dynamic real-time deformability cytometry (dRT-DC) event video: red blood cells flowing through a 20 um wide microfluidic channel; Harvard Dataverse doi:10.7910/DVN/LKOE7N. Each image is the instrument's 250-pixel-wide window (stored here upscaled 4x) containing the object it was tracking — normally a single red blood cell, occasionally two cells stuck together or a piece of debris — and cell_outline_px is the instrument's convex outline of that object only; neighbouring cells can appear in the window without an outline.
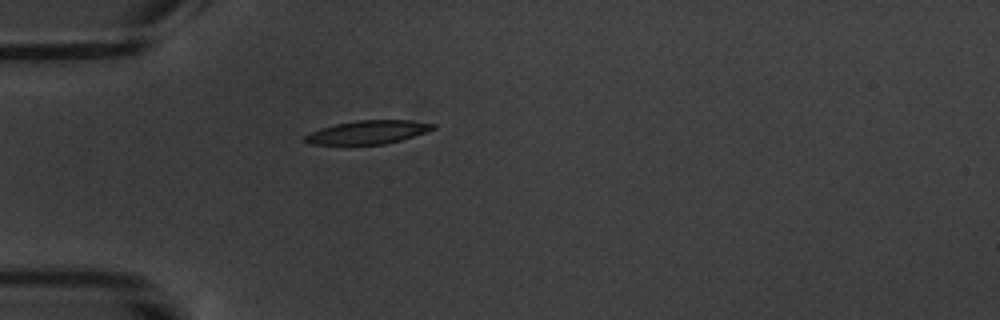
{"species": "common noctule bat (a hibernating species)", "species_latin": "Nyctalus noctula", "temperature_condition": "warm", "stored_images_in_passage": 4, "camera_frame_rate_fps": 3000, "um_per_image_px": 0.085, "animal": {"sex": "male", "body_mass_g": 20.1, "forearm_length_mm": 53.5}, "frame": {"image": 1, "passage_image": 1, "time_ms": 0.0, "image_size_px": [1000, 320], "cell_outline_px": [[436, 128], [400, 140], [384, 144], [312, 144], [304, 140], [304, 136], [308, 132], [320, 128], [336, 124], [356, 120], [408, 120], [436, 124]], "centroid_in_image_um": [31.24, 11.23], "position_along_channel_um": 53.8, "area_um2": 17.28}}
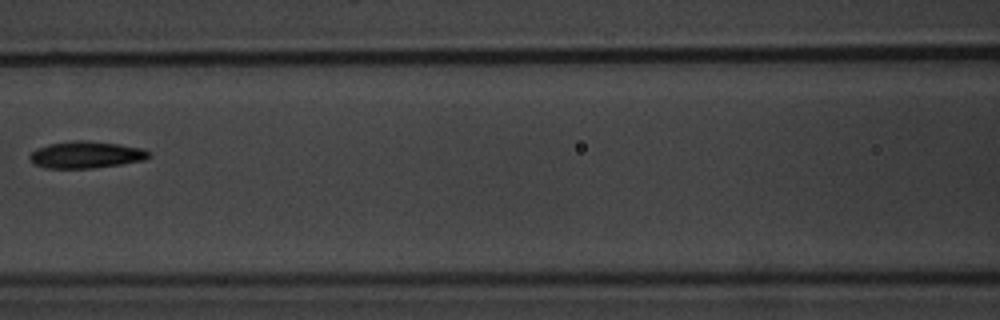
{"frame": {"image": 2, "passage_image": 4, "time_ms": 3.333, "image_size_px": [1000, 320], "cell_outline_px": [[152, 156], [144, 160], [120, 164], [92, 168], [48, 168], [32, 164], [28, 156], [36, 148], [48, 144], [72, 140], [84, 140], [120, 144], [144, 148], [152, 152]], "centroid_in_image_um": [7.33, 13.14], "position_along_channel_um": 159.3, "area_um2": 18.9}}